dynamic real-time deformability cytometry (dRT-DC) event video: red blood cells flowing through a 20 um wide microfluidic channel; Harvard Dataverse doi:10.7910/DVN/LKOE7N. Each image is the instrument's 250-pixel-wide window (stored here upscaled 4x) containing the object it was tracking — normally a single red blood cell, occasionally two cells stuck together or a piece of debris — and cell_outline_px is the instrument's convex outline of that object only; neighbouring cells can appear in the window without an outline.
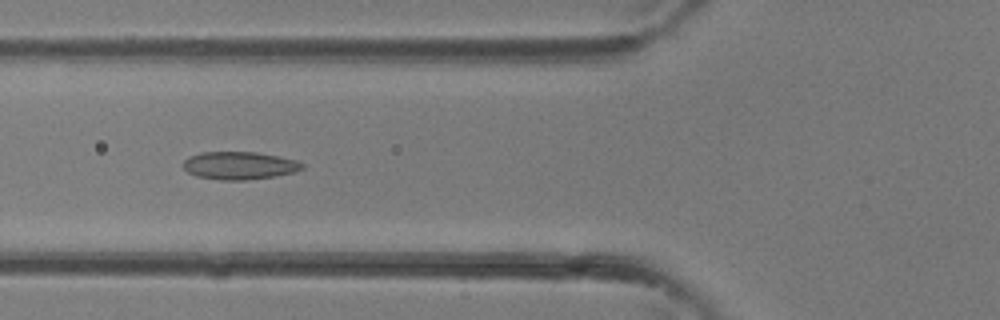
{"species": "common noctule bat (a hibernating species)", "species_latin": "Nyctalus noctula", "temperature_condition": "room temperature", "stored_images_in_passage": 8, "camera_frame_rate_fps": 3000, "um_per_image_px": 0.085, "animal": {"sex": "female"}, "frame": {"image": 1, "passage_image": 3, "time_ms": 0.667, "image_size_px": [1000, 320], "cell_outline_px": [[304, 168], [292, 172], [276, 176], [244, 180], [220, 180], [196, 176], [188, 172], [184, 168], [184, 160], [188, 156], [200, 152], [256, 152], [296, 160], [304, 164]], "centroid_in_image_um": [20.32, 14.07], "position_along_channel_um": 105.5, "area_um2": 19.19}}
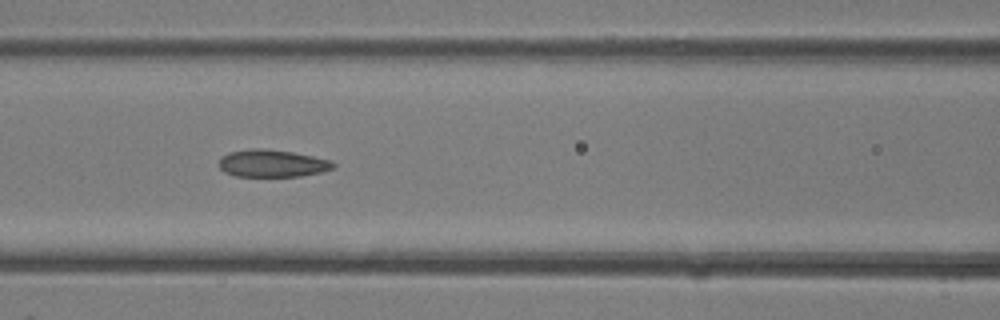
{"frame": {"image": 2, "passage_image": 5, "time_ms": 1.333, "image_size_px": [1000, 320], "cell_outline_px": [[336, 164], [332, 168], [320, 172], [300, 176], [236, 176], [224, 172], [220, 168], [220, 156], [228, 152], [252, 148], [256, 148], [292, 152], [312, 156], [328, 160]], "centroid_in_image_um": [23.08, 13.88], "position_along_channel_um": 143.5, "area_um2": 17.98}}
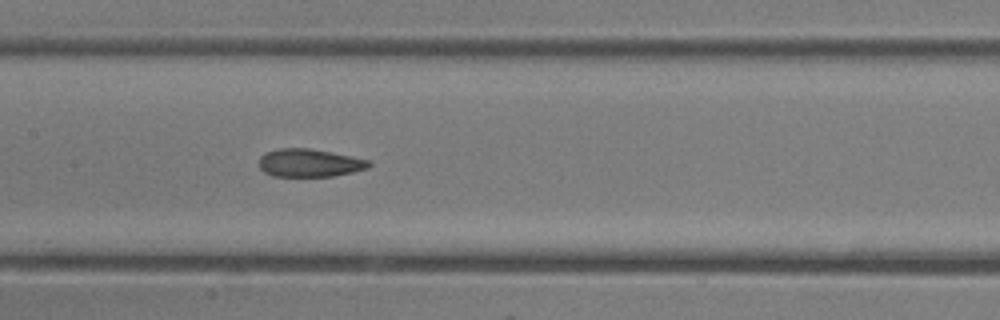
{"frame": {"image": 3, "passage_image": 7, "time_ms": 2.0, "image_size_px": [1000, 320], "cell_outline_px": [[372, 164], [368, 168], [352, 172], [332, 176], [272, 176], [264, 172], [260, 168], [260, 156], [264, 152], [280, 148], [308, 148], [332, 152], [368, 160]], "centroid_in_image_um": [26.28, 13.84], "position_along_channel_um": 181.1, "area_um2": 17.86}}